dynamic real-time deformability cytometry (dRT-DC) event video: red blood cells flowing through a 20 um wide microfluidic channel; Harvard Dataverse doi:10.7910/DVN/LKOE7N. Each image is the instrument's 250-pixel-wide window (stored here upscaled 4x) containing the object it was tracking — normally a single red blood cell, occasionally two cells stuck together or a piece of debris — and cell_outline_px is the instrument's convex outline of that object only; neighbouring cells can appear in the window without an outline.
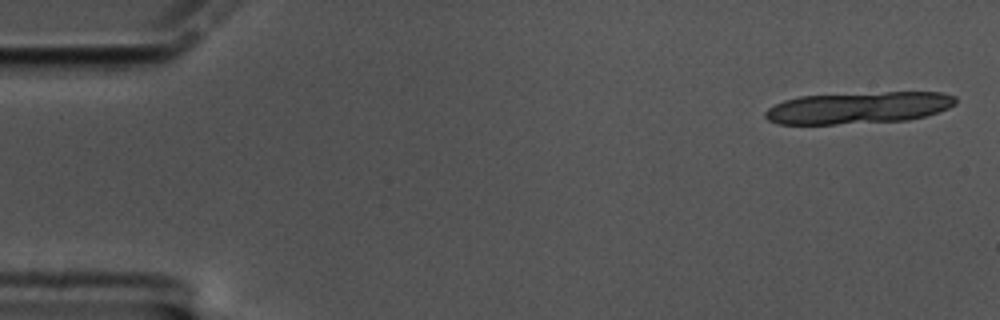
{"species": "common noctule bat (a hibernating species)", "species_latin": "Nyctalus noctula", "temperature_condition": "cold", "stored_images_in_passage": 19, "camera_frame_rate_fps": 3000, "um_per_image_px": 0.085, "animal": {"sex": "male", "body_mass_g": 17.5, "forearm_length_mm": 52.3}, "frame": {"image": 1, "passage_image": 2, "time_ms": 0.333, "image_size_px": [1000, 320], "cell_outline_px": [[956, 104], [948, 108], [928, 116], [908, 120], [836, 124], [776, 124], [768, 120], [764, 116], [764, 112], [768, 108], [784, 100], [800, 96], [884, 92], [944, 92], [956, 96]], "centroid_in_image_um": [72.99, 9.16], "position_along_channel_um": 12.0, "area_um2": 35.43}}